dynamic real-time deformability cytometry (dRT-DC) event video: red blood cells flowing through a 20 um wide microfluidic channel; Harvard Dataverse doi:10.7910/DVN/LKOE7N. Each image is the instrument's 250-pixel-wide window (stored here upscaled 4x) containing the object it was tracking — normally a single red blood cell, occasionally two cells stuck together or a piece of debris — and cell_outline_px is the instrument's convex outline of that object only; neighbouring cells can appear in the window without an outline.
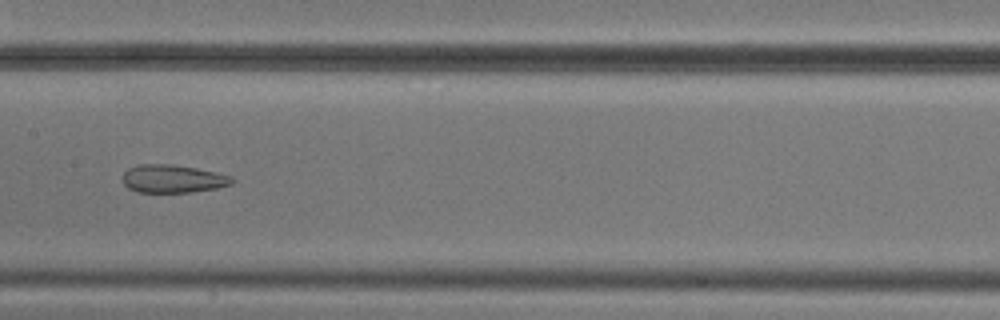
{"species": "common noctule bat (a hibernating species)", "species_latin": "Nyctalus noctula", "temperature_condition": "cold", "stored_images_in_passage": 7, "camera_frame_rate_fps": 3000, "um_per_image_px": 0.085, "animal": {"sex": "male", "body_mass_g": 20.5, "forearm_length_mm": 52.5}, "frame": {"image": 1, "passage_image": 6, "time_ms": 5.667, "image_size_px": [1000, 320], "cell_outline_px": [[236, 180], [232, 184], [216, 188], [192, 192], [136, 192], [128, 188], [124, 184], [124, 172], [128, 168], [140, 164], [172, 164], [196, 168], [216, 172], [228, 176]], "centroid_in_image_um": [14.68, 15.19], "position_along_channel_um": 192.7, "area_um2": 17.8}}
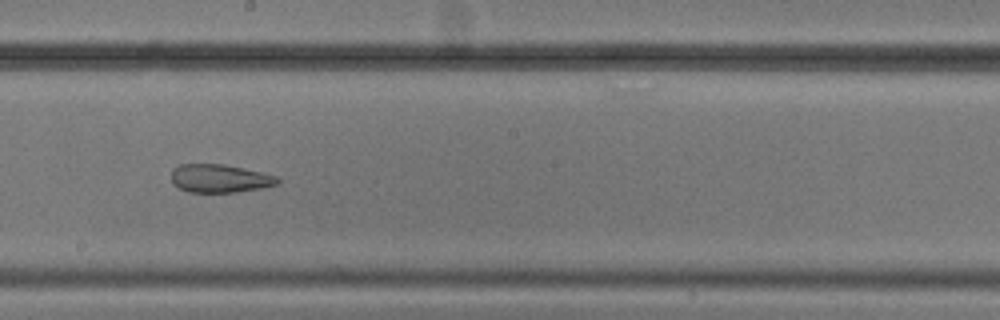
{"frame": {"image": 2, "passage_image": 7, "time_ms": 6.667, "image_size_px": [1000, 320], "cell_outline_px": [[280, 180], [276, 184], [264, 188], [236, 192], [188, 192], [172, 184], [172, 168], [180, 164], [224, 164], [260, 172], [276, 176]], "centroid_in_image_um": [18.65, 15.17], "position_along_channel_um": 229.5, "area_um2": 17.46}}